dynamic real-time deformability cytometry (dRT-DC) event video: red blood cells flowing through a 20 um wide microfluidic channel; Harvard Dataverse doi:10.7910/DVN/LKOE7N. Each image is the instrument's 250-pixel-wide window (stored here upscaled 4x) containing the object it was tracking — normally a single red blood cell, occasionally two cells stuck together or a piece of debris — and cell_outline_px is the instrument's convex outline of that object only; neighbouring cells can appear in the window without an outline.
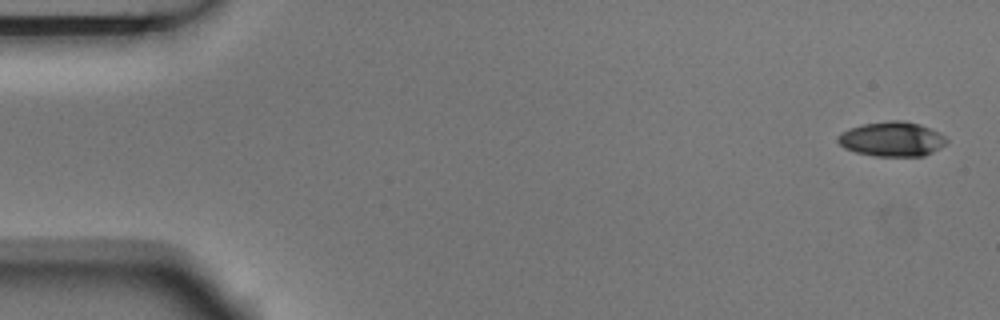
{"species": "Egyptian fruit bat (a non-hibernating species)", "species_latin": "Rousettus aegyptiacus", "temperature_condition": "room temperature", "stored_images_in_passage": 5, "camera_frame_rate_fps": 3000, "um_per_image_px": 0.085, "animal": {"sex": "male"}, "frame": {"image": 1, "passage_image": 1, "time_ms": 0.0, "image_size_px": [1000, 320], "cell_outline_px": [[948, 140], [940, 148], [924, 156], [876, 156], [856, 152], [844, 148], [836, 140], [836, 136], [840, 132], [848, 128], [864, 124], [888, 120], [904, 120], [920, 124], [940, 132]], "centroid_in_image_um": [75.8, 11.81], "position_along_channel_um": 9.2, "area_um2": 22.14}}
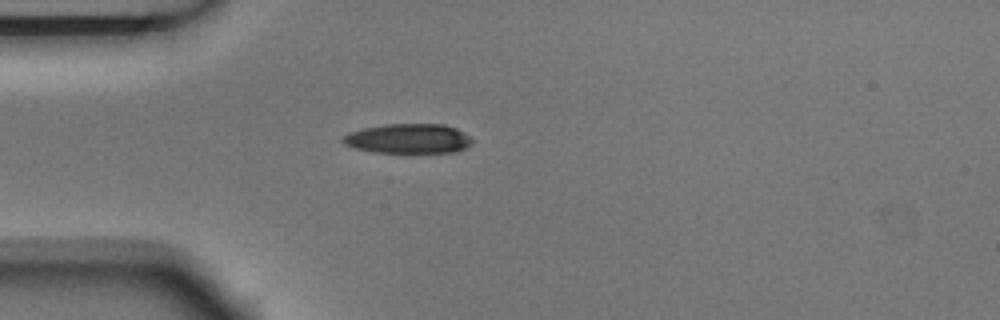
{"frame": {"image": 2, "passage_image": 4, "time_ms": 1.0, "image_size_px": [1000, 320], "cell_outline_px": [[472, 144], [456, 152], [376, 152], [356, 148], [344, 144], [340, 140], [340, 136], [348, 132], [364, 128], [384, 124], [444, 124], [456, 128], [464, 132], [472, 140]], "centroid_in_image_um": [34.68, 11.77], "position_along_channel_um": 50.3, "area_um2": 22.37}}